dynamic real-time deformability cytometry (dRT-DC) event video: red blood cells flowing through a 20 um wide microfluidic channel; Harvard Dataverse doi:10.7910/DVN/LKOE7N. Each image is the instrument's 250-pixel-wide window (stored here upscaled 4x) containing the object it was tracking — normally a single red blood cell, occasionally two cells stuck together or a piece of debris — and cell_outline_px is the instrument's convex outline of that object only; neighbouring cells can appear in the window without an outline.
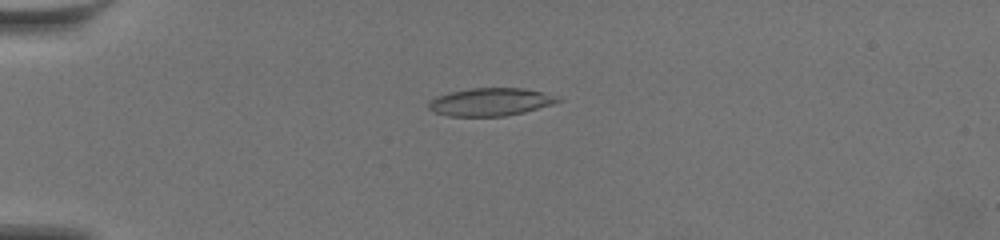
{"species": "common noctule bat (a hibernating species)", "species_latin": "Nyctalus noctula", "temperature_condition": "warm", "stored_images_in_passage": 60, "camera_frame_rate_fps": 3000, "um_per_image_px": 0.085, "animal": {"sex": "female", "body_mass_g": 19.5, "forearm_length_mm": 54.1}, "frame": {"image": 1, "passage_image": 17, "time_ms": 5.333, "image_size_px": [1000, 240], "cell_outline_px": [[564, 100], [552, 104], [524, 112], [504, 116], [448, 116], [432, 112], [428, 108], [428, 100], [436, 96], [452, 92], [472, 88], [524, 88], [544, 92]], "centroid_in_image_um": [41.65, 8.66], "position_along_channel_um": 43.3, "area_um2": 20.98}}
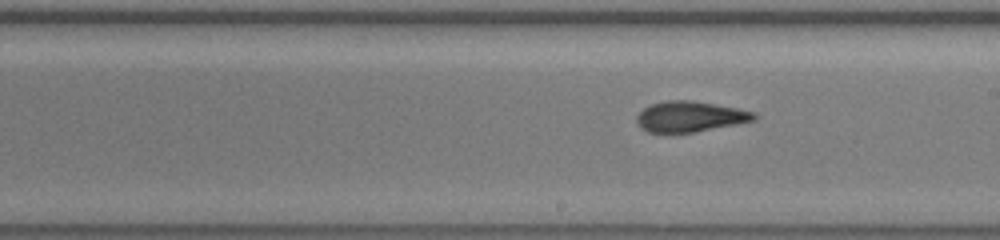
{"frame": {"image": 2, "passage_image": 36, "time_ms": 11.667, "image_size_px": [1000, 240], "cell_outline_px": [[756, 120], [696, 132], [648, 132], [640, 128], [636, 124], [636, 116], [644, 108], [652, 104], [668, 100], [688, 100], [736, 108], [756, 112]], "centroid_in_image_um": [58.63, 9.92], "position_along_channel_um": 230.4, "area_um2": 20.75}}
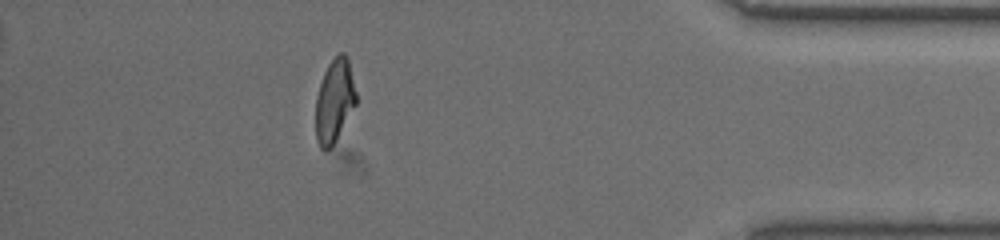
{"frame": {"image": 3, "passage_image": 54, "time_ms": 17.667, "image_size_px": [1000, 240], "cell_outline_px": [[356, 104], [336, 140], [324, 152], [320, 148], [316, 140], [316, 96], [324, 72], [328, 64], [340, 52], [344, 52], [348, 56], [356, 92]], "centroid_in_image_um": [28.43, 8.55], "position_along_channel_um": 406.8, "area_um2": 19.59}, "authors_computed_cell_mechanics": {"area_um2": 20.9236, "velocity_mm_per_s": 3.5704, "shape_relaxation_time_tau1_ms": 10.417, "shape_relaxation_time_tau2_ms": 1.8808, "deformation_change_tau1": 0.3034, "deformation_change_tau2": 0.1003}}